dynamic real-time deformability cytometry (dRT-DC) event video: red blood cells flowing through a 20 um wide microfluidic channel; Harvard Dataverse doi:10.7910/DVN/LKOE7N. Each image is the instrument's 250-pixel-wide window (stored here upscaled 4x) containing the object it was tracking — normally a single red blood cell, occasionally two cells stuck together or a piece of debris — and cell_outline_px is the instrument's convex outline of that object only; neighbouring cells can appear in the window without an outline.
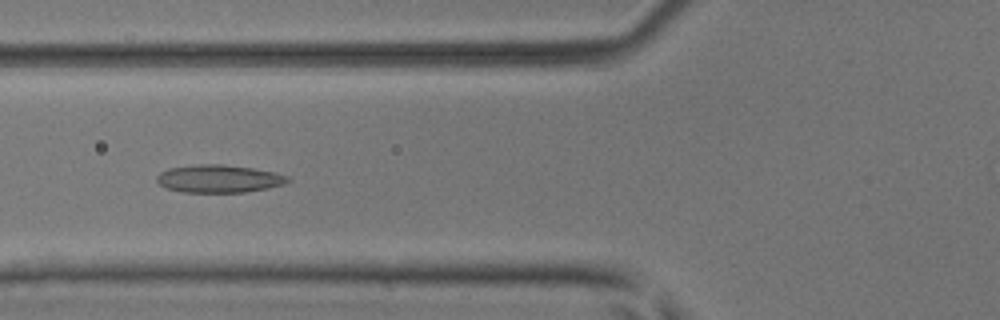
{"species": "common noctule bat (a hibernating species)", "species_latin": "Nyctalus noctula", "temperature_condition": "room temperature", "stored_images_in_passage": 4, "camera_frame_rate_fps": 3000, "um_per_image_px": 0.085, "animal": {"sex": "male", "body_mass_g": 17.9, "forearm_length_mm": 54.2}, "frame": {"image": 1, "passage_image": 4, "time_ms": 1.0, "image_size_px": [1000, 320], "cell_outline_px": [[292, 180], [284, 184], [268, 188], [244, 192], [184, 192], [164, 188], [156, 180], [156, 176], [160, 172], [168, 168], [196, 164], [224, 164], [252, 168], [272, 172], [288, 176]], "centroid_in_image_um": [18.58, 15.19], "position_along_channel_um": 107.2, "area_um2": 21.27}}